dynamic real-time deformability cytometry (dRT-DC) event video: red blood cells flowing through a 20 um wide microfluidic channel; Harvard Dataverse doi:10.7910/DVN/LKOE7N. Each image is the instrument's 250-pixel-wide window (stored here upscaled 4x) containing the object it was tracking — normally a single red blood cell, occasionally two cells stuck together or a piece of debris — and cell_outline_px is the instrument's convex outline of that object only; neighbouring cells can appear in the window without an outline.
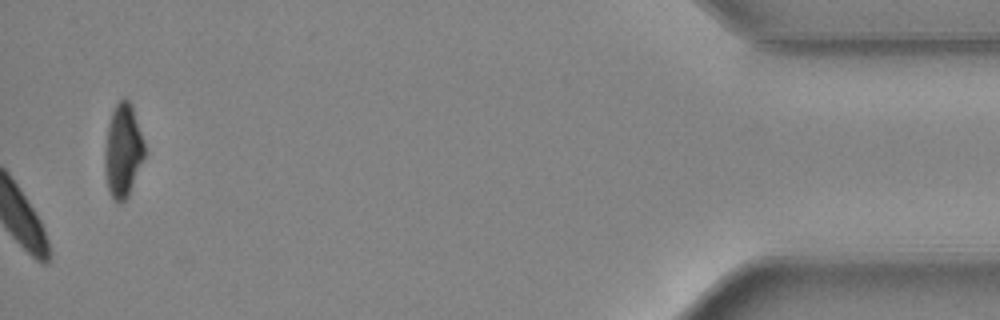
{"species": "common noctule bat (a hibernating species)", "species_latin": "Nyctalus noctula", "temperature_condition": "warm", "stored_images_in_passage": 41, "camera_frame_rate_fps": 3000, "um_per_image_px": 0.085, "animal": {"sex": "female", "body_mass_g": 24.6, "forearm_length_mm": 56.2}, "frame": {"image": 1, "passage_image": 41, "time_ms": 13.333, "image_size_px": [1000, 320], "cell_outline_px": [[144, 160], [128, 196], [120, 204], [112, 196], [108, 188], [104, 168], [104, 156], [108, 124], [112, 112], [116, 104], [124, 96], [132, 104], [144, 144]], "centroid_in_image_um": [10.45, 12.79], "position_along_channel_um": 424.8, "area_um2": 21.5}, "authors_computed_cell_mechanics": {"area_um2": 23.5246, "velocity_mm_per_s": 4.4092, "shape_relaxation_time_tau1_ms": 3.0059, "shape_relaxation_time_tau2_ms": null, "deformation_change_tau1": 0.0872, "deformation_change_tau2": null}}